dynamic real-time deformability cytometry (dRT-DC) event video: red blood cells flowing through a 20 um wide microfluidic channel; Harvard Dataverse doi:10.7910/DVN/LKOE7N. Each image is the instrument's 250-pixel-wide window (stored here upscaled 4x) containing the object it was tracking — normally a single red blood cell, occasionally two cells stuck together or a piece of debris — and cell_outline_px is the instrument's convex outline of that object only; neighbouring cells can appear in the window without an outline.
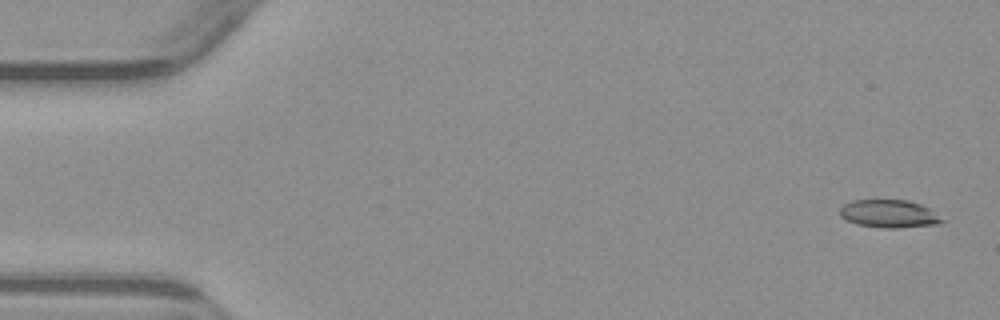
{"species": "common noctule bat (a hibernating species)", "species_latin": "Nyctalus noctula", "temperature_condition": "warm", "stored_images_in_passage": 4, "camera_frame_rate_fps": 3000, "um_per_image_px": 0.085, "animal": {"sex": "male", "body_mass_g": 23.1, "forearm_length_mm": 52.7}, "frame": {"image": 1, "passage_image": 1, "time_ms": 0.0, "image_size_px": [1000, 320], "cell_outline_px": [[944, 220], [940, 224], [896, 228], [880, 228], [856, 224], [840, 216], [840, 208], [844, 204], [852, 200], [908, 200], [920, 204], [928, 208]], "centroid_in_image_um": [75.55, 18.17], "position_along_channel_um": 9.5, "area_um2": 16.53}}
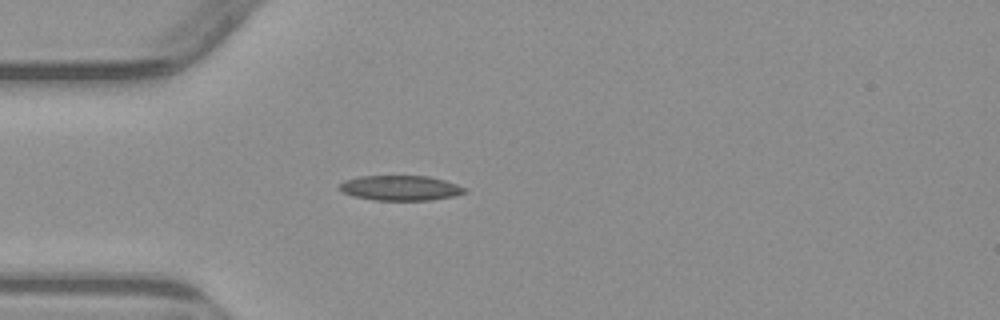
{"frame": {"image": 2, "passage_image": 4, "time_ms": 4.333, "image_size_px": [1000, 320], "cell_outline_px": [[468, 192], [452, 196], [428, 200], [372, 200], [352, 196], [344, 192], [340, 188], [340, 184], [344, 180], [360, 176], [428, 176], [444, 180], [456, 184], [464, 188]], "centroid_in_image_um": [34.01, 15.98], "position_along_channel_um": 51.0, "area_um2": 18.09}}